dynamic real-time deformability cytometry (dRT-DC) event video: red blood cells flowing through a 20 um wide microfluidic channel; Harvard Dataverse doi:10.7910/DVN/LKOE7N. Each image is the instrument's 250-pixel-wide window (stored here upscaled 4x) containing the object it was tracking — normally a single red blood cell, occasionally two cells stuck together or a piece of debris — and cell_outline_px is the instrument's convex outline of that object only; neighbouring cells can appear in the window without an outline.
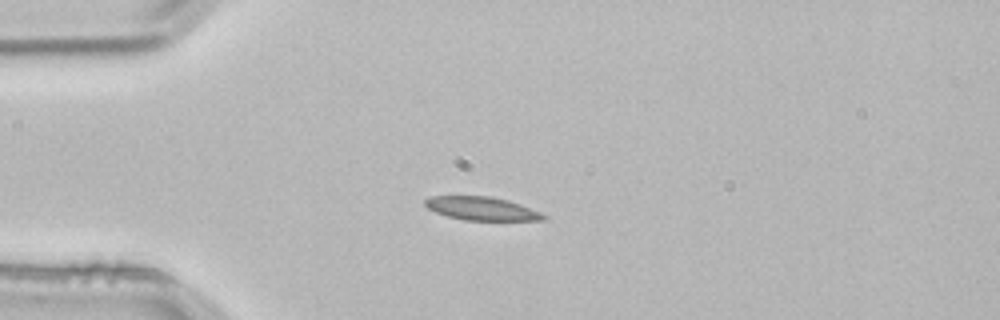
{"species": "common noctule bat (a hibernating species)", "species_latin": "Nyctalus noctula", "temperature_condition": "room temperature", "stored_images_in_passage": 2, "camera_frame_rate_fps": 3000, "um_per_image_px": 0.085, "animal": {"sex": "male", "body_mass_g": 21.5, "forearm_length_mm": 52.0}, "frame": {"image": 1, "passage_image": 2, "time_ms": 0.333, "image_size_px": [1000, 320], "cell_outline_px": [[548, 216], [544, 220], [464, 220], [448, 216], [436, 212], [428, 208], [424, 204], [424, 200], [432, 196], [488, 196], [508, 200], [520, 204], [540, 212]], "centroid_in_image_um": [40.95, 17.72], "position_along_channel_um": 44.1, "area_um2": 16.01}}